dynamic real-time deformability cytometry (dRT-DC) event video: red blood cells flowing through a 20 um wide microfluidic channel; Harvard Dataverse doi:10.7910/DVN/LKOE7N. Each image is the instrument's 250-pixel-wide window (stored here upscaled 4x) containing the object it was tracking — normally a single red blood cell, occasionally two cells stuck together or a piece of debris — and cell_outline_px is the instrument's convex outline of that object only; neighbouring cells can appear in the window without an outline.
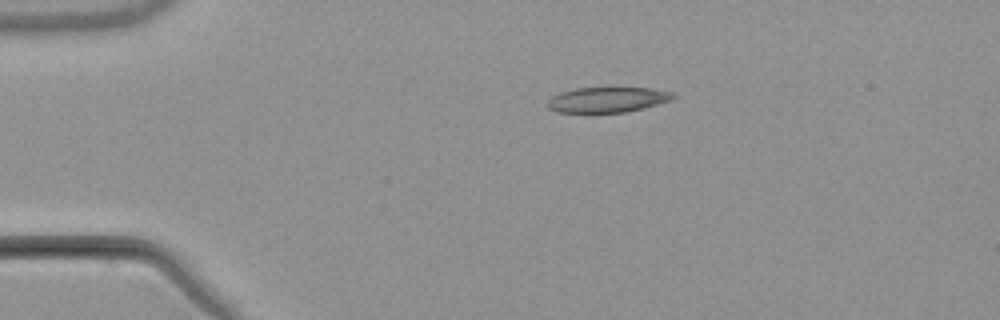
{"species": "common noctule bat (a hibernating species)", "species_latin": "Nyctalus noctula", "temperature_condition": "warm", "stored_images_in_passage": 3, "camera_frame_rate_fps": 3000, "um_per_image_px": 0.085, "animal": {"sex": "male", "body_mass_g": 21.5, "forearm_length_mm": 52.0}, "frame": {"image": 1, "passage_image": 1, "time_ms": 0.0, "image_size_px": [1000, 320], "cell_outline_px": [[676, 96], [672, 100], [644, 108], [624, 112], [556, 112], [548, 108], [548, 100], [552, 96], [560, 92], [576, 88], [652, 88], [672, 92]], "centroid_in_image_um": [51.64, 8.47], "position_along_channel_um": 33.4, "area_um2": 18.44}}
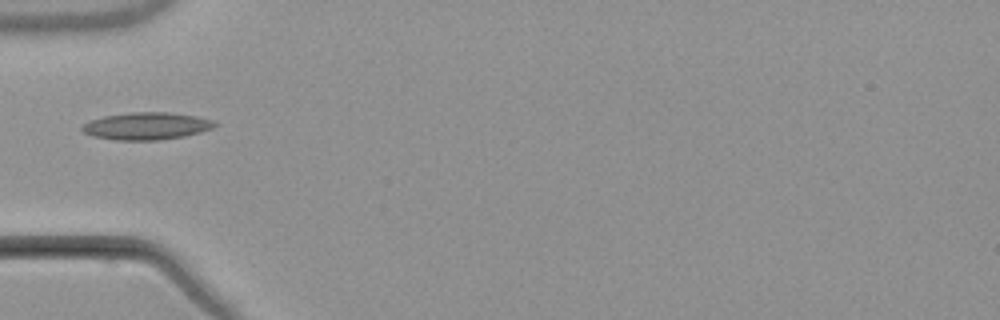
{"frame": {"image": 2, "passage_image": 3, "time_ms": 2.333, "image_size_px": [1000, 320], "cell_outline_px": [[216, 124], [212, 128], [200, 132], [184, 136], [160, 140], [116, 140], [92, 136], [84, 132], [80, 128], [88, 120], [104, 116], [132, 112], [168, 112], [196, 116], [212, 120]], "centroid_in_image_um": [12.42, 10.71], "position_along_channel_um": 72.6, "area_um2": 21.04}}